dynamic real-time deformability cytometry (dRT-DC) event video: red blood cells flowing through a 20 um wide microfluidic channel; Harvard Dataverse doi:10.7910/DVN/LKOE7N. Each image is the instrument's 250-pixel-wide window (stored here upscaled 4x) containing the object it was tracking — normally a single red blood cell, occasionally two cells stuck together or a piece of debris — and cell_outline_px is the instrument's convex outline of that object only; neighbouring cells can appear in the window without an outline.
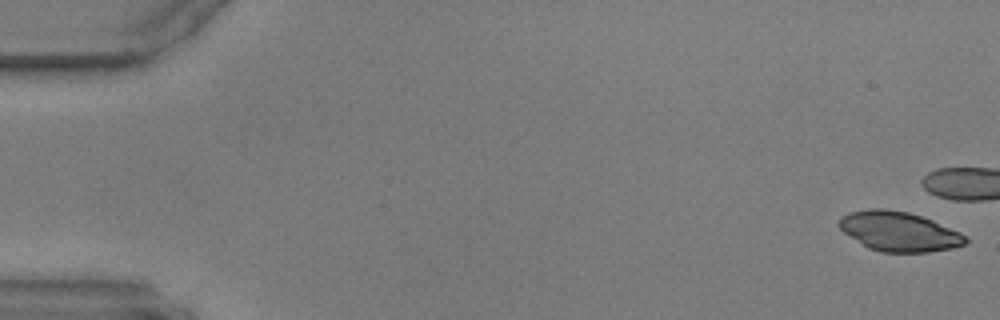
{"species": "common noctule bat (a hibernating species)", "species_latin": "Nyctalus noctula", "temperature_condition": "warm", "stored_images_in_passage": 45, "camera_frame_rate_fps": 3000, "um_per_image_px": 0.085, "animal": {"sex": "male", "body_mass_g": 17.9, "forearm_length_mm": 54.2}, "frame": {"image": 1, "passage_image": 1, "time_ms": 0.0, "image_size_px": [1000, 320], "cell_outline_px": [[968, 240], [964, 244], [952, 248], [928, 252], [880, 252], [868, 248], [844, 232], [836, 224], [840, 216], [848, 212], [872, 208], [884, 208], [908, 212], [932, 220], [960, 232]], "centroid_in_image_um": [76.36, 19.66], "position_along_channel_um": 8.6, "area_um2": 29.13}}